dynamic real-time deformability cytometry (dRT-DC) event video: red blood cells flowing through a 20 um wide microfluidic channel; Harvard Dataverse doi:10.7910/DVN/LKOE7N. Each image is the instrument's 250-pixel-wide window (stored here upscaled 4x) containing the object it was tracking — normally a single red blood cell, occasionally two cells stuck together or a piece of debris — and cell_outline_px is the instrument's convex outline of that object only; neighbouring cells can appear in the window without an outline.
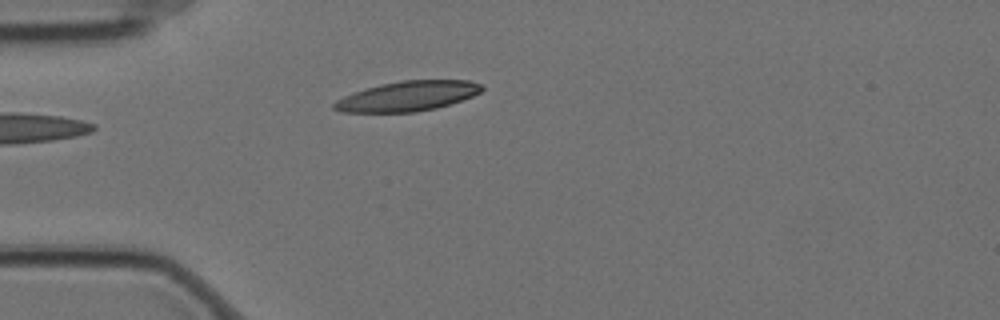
{"species": "Egyptian fruit bat (a non-hibernating species)", "species_latin": "Rousettus aegyptiacus", "temperature_condition": "cold", "stored_images_in_passage": 1, "camera_frame_rate_fps": 3000, "um_per_image_px": 0.085, "animal": {"sex": "female"}, "frame": {"image": 1, "passage_image": 1, "time_ms": 0.0, "image_size_px": [1000, 320], "cell_outline_px": [[484, 88], [480, 92], [472, 96], [436, 108], [416, 112], [340, 112], [332, 108], [332, 104], [336, 100], [344, 96], [380, 84], [400, 80], [468, 80], [480, 84]], "centroid_in_image_um": [34.63, 8.17], "position_along_channel_um": 50.4, "area_um2": 25.55}}